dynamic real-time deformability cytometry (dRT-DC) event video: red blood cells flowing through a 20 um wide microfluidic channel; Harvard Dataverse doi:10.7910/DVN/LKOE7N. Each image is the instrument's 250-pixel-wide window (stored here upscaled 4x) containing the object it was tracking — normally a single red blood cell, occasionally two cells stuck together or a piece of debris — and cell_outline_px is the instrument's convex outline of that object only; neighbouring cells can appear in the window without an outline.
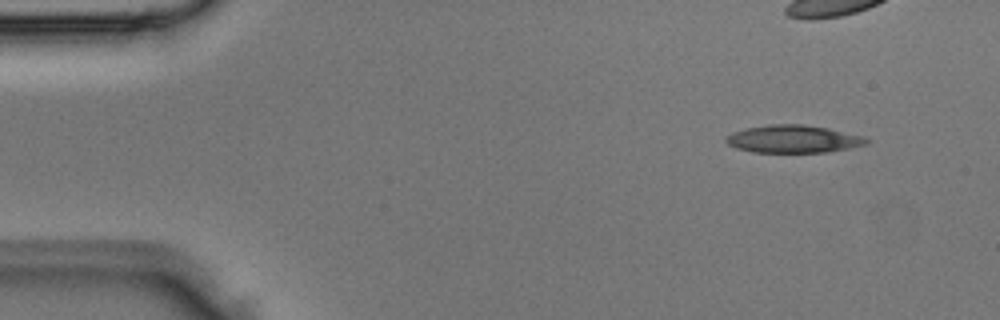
{"species": "Egyptian fruit bat (a non-hibernating species)", "species_latin": "Rousettus aegyptiacus", "temperature_condition": "room temperature", "stored_images_in_passage": 3, "camera_frame_rate_fps": 3000, "um_per_image_px": 0.085, "animal": {"sex": "male"}, "frame": {"image": 1, "passage_image": 1, "time_ms": 0.0, "image_size_px": [1000, 320], "cell_outline_px": [[872, 140], [868, 144], [828, 152], [752, 152], [736, 148], [728, 144], [724, 140], [724, 136], [732, 132], [744, 128], [768, 124], [804, 124], [828, 128], [864, 136]], "centroid_in_image_um": [67.42, 11.81], "position_along_channel_um": 17.6, "area_um2": 22.95}}